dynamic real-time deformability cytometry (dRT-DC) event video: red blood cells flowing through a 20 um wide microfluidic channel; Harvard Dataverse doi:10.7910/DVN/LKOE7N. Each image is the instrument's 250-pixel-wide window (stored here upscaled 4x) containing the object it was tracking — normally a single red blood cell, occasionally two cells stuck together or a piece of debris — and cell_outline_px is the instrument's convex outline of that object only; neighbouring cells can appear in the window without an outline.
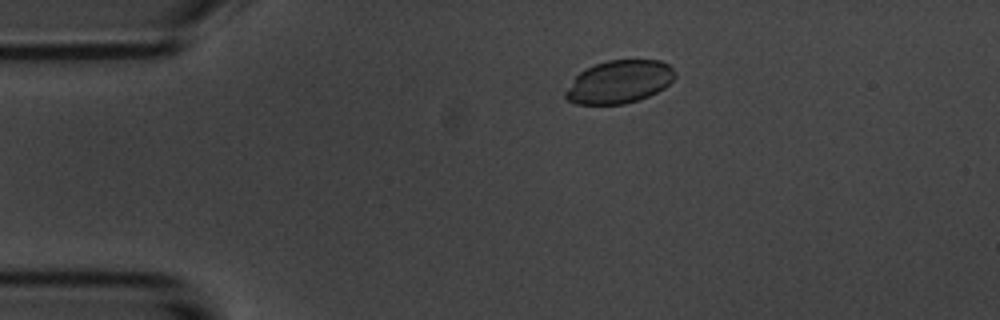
{"species": "common noctule bat (a hibernating species)", "species_latin": "Nyctalus noctula", "temperature_condition": "room temperature", "stored_images_in_passage": 4, "camera_frame_rate_fps": 3000, "um_per_image_px": 0.085, "animal": {"sex": "male", "body_mass_g": 20.1, "forearm_length_mm": 53.5}, "frame": {"image": 1, "passage_image": 3, "time_ms": 2.667, "image_size_px": [1000, 320], "cell_outline_px": [[676, 76], [664, 88], [648, 96], [624, 104], [576, 104], [568, 100], [564, 96], [564, 92], [576, 76], [580, 72], [596, 64], [608, 60], [660, 60], [668, 64], [676, 72]], "centroid_in_image_um": [52.64, 6.95], "position_along_channel_um": 32.4, "area_um2": 27.17}}